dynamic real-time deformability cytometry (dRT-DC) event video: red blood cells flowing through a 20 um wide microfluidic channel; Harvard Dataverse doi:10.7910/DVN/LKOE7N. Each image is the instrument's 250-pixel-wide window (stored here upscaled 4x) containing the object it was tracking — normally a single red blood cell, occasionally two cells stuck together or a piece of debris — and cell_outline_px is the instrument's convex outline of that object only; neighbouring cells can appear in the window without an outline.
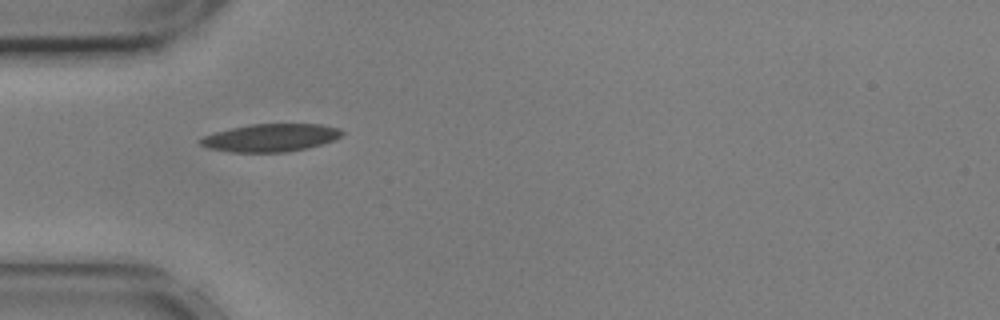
{"species": "common noctule bat (a hibernating species)", "species_latin": "Nyctalus noctula", "temperature_condition": "cold", "stored_images_in_passage": 4, "camera_frame_rate_fps": 3000, "um_per_image_px": 0.085, "animal": {"sex": "male", "body_mass_g": 17.9, "forearm_length_mm": 54.2}, "frame": {"image": 1, "passage_image": 1, "time_ms": 0.0, "image_size_px": [1000, 320], "cell_outline_px": [[344, 132], [340, 136], [332, 140], [320, 144], [288, 152], [228, 152], [208, 148], [200, 144], [200, 140], [204, 136], [216, 132], [232, 128], [252, 124], [320, 124], [340, 128]], "centroid_in_image_um": [22.99, 11.71], "position_along_channel_um": 62.0, "area_um2": 22.66}}